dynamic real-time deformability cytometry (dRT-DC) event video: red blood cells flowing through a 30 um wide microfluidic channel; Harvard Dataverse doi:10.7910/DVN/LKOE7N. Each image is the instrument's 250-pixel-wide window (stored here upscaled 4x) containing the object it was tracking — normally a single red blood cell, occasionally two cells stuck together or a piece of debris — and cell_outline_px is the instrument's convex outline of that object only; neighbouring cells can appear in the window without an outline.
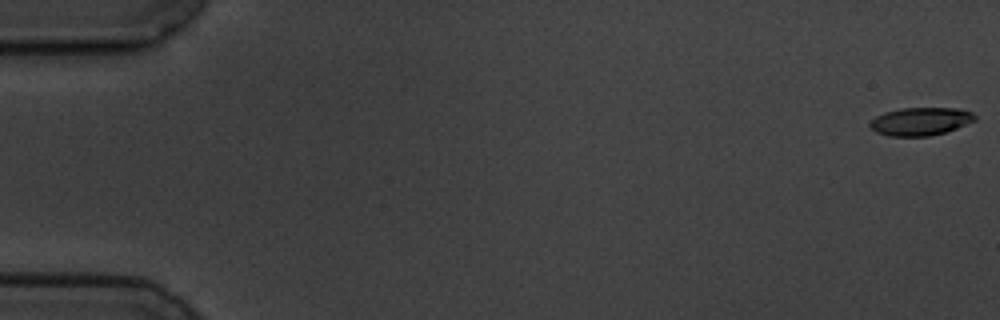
{"species": "common noctule bat (a hibernating species)", "species_latin": "Nyctalus noctula", "temperature_condition": "cold", "stored_images_in_passage": 5, "camera_frame_rate_fps": 3000, "um_per_image_px": 0.085, "animal": {"sex": "male", "body_mass_g": 19.5, "forearm_length_mm": 54.6}, "frame": {"image": 1, "passage_image": 1, "time_ms": 0.0, "image_size_px": [1000, 320], "cell_outline_px": [[976, 120], [956, 128], [944, 132], [928, 136], [888, 136], [876, 132], [868, 124], [876, 116], [884, 112], [900, 108], [956, 108], [972, 112], [976, 116]], "centroid_in_image_um": [78.23, 10.31], "position_along_channel_um": 6.8, "area_um2": 17.05}}
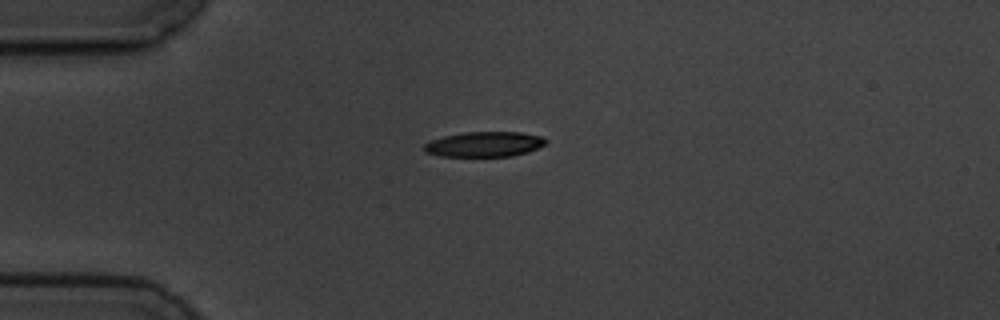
{"frame": {"image": 2, "passage_image": 5, "time_ms": 4.667, "image_size_px": [1000, 320], "cell_outline_px": [[548, 140], [544, 144], [528, 152], [512, 156], [440, 156], [424, 152], [424, 144], [432, 140], [444, 136], [464, 132], [520, 132], [544, 136]], "centroid_in_image_um": [41.19, 12.25], "position_along_channel_um": 43.8, "area_um2": 17.8}}